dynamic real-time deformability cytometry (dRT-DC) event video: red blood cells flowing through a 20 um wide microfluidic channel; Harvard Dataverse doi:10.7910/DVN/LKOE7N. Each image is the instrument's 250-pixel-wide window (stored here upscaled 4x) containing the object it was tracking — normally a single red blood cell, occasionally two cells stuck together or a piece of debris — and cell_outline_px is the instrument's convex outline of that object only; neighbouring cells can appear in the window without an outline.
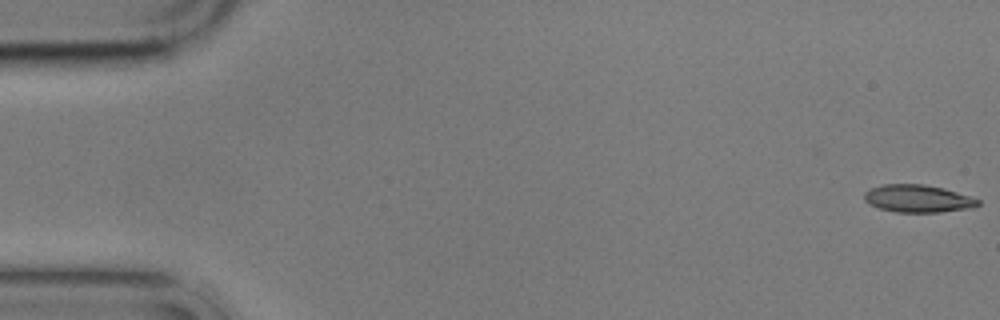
{"species": "common noctule bat (a hibernating species)", "species_latin": "Nyctalus noctula", "temperature_condition": "cold", "stored_images_in_passage": 7, "camera_frame_rate_fps": 3000, "um_per_image_px": 0.085, "animal": {"sex": "male", "body_mass_g": 17.9}, "frame": {"image": 1, "passage_image": 1, "time_ms": 0.0, "image_size_px": [1000, 320], "cell_outline_px": [[980, 204], [972, 208], [940, 212], [896, 212], [880, 208], [868, 204], [864, 200], [864, 192], [872, 188], [884, 184], [924, 184], [944, 188], [972, 196], [980, 200]], "centroid_in_image_um": [78.04, 16.88], "position_along_channel_um": 7.0, "area_um2": 18.38}}
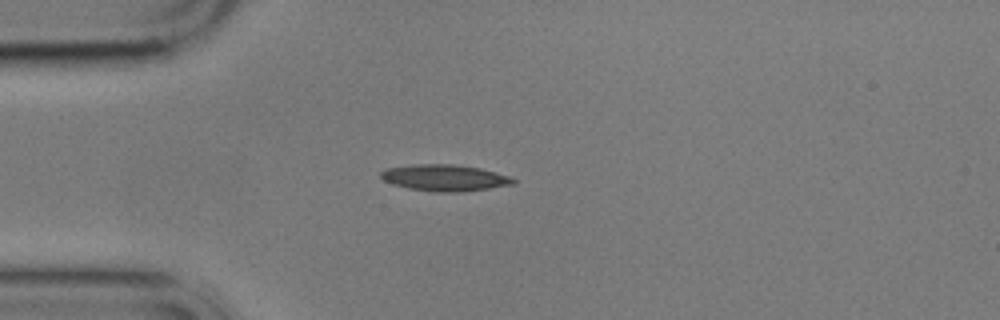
{"frame": {"image": 2, "passage_image": 5, "time_ms": 4.667, "image_size_px": [1000, 320], "cell_outline_px": [[516, 180], [512, 184], [488, 188], [460, 192], [436, 192], [408, 188], [392, 184], [384, 180], [380, 176], [380, 172], [384, 168], [412, 164], [452, 164], [480, 168], [496, 172], [508, 176]], "centroid_in_image_um": [37.74, 15.1], "position_along_channel_um": 47.3, "area_um2": 20.35}}
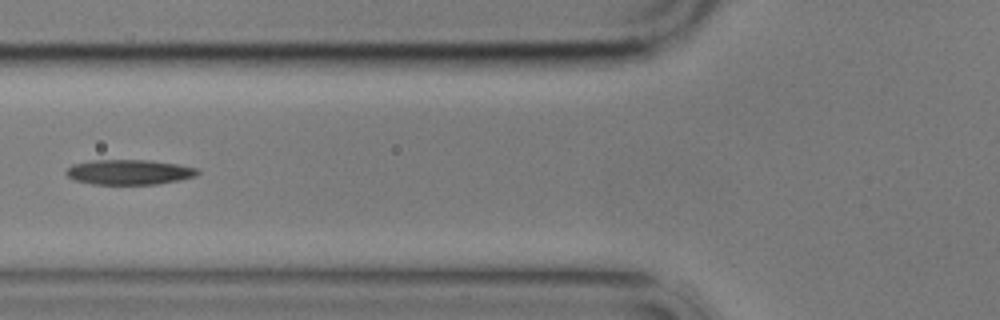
{"frame": {"image": 3, "passage_image": 7, "time_ms": 7.0, "image_size_px": [1000, 320], "cell_outline_px": [[200, 172], [196, 176], [180, 180], [156, 184], [92, 184], [72, 180], [64, 172], [72, 164], [92, 160], [152, 160], [180, 164], [200, 168]], "centroid_in_image_um": [11.01, 14.62], "position_along_channel_um": 114.8, "area_um2": 19.48}}